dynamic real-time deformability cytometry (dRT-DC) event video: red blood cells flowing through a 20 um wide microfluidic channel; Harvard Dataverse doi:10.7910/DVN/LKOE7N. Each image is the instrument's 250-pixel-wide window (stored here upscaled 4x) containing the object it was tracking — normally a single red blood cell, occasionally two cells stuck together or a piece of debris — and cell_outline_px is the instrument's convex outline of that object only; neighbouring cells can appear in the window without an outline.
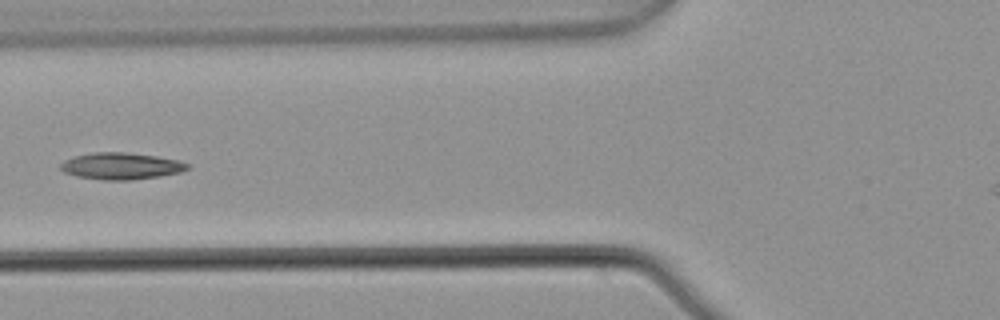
{"species": "common noctule bat (a hibernating species)", "species_latin": "Nyctalus noctula", "temperature_condition": "warm", "stored_images_in_passage": 6, "camera_frame_rate_fps": 3000, "um_per_image_px": 0.085, "animal": {"sex": "male", "body_mass_g": 21.5, "forearm_length_mm": 52.0}, "frame": {"image": 1, "passage_image": 6, "time_ms": 1.667, "image_size_px": [1000, 320], "cell_outline_px": [[192, 164], [188, 168], [180, 172], [160, 176], [132, 180], [104, 180], [76, 176], [64, 172], [60, 168], [60, 164], [64, 160], [72, 156], [96, 152], [124, 152], [156, 156], [176, 160]], "centroid_in_image_um": [10.27, 14.11], "position_along_channel_um": 115.5, "area_um2": 19.77}}